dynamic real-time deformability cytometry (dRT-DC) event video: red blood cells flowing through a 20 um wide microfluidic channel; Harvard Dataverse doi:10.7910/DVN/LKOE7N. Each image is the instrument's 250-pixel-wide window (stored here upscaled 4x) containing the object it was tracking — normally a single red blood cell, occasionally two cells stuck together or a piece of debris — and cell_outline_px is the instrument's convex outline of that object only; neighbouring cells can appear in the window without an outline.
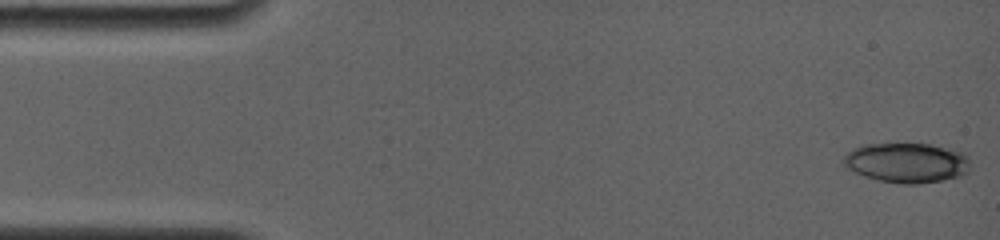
{"species": "common noctule bat (a hibernating species)", "species_latin": "Nyctalus noctula", "temperature_condition": "room temperature", "stored_images_in_passage": 12, "camera_frame_rate_fps": 4000, "um_per_image_px": 0.085, "animal": {"sex": "female", "body_mass_g": 19.0, "forearm_length_mm": 56.7}, "frame": {"image": 1, "passage_image": 1, "time_ms": 0.0, "image_size_px": [1000, 240], "cell_outline_px": [[968, 172], [964, 176], [920, 184], [900, 184], [880, 180], [864, 176], [852, 172], [840, 160], [852, 148], [868, 144], [928, 144], [964, 152], [968, 156]], "centroid_in_image_um": [77.06, 13.84], "position_along_channel_um": 7.9, "area_um2": 29.59}}
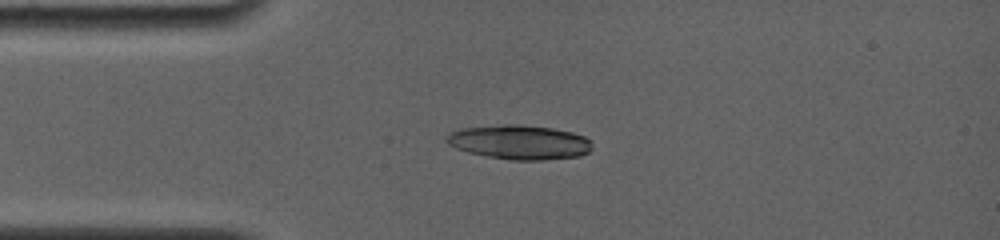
{"frame": {"image": 2, "passage_image": 10, "time_ms": 3.5, "image_size_px": [1000, 240], "cell_outline_px": [[592, 148], [588, 152], [580, 156], [544, 160], [512, 160], [488, 156], [468, 152], [456, 148], [448, 144], [444, 140], [448, 132], [460, 128], [504, 124], [520, 124], [552, 128], [572, 132], [584, 136], [592, 144]], "centroid_in_image_um": [44.12, 12.08], "position_along_channel_um": 40.9, "area_um2": 29.3}}